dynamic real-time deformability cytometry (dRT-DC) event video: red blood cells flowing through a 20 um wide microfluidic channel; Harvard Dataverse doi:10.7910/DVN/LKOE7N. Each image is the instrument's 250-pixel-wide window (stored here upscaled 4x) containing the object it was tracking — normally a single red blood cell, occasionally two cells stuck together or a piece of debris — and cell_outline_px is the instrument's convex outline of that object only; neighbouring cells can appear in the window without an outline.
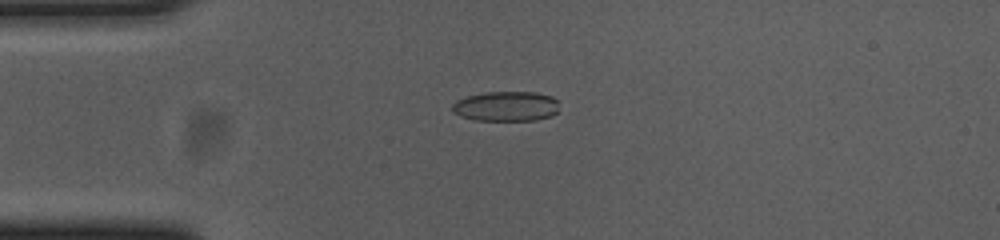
{"species": "common noctule bat (a hibernating species)", "species_latin": "Nyctalus noctula", "temperature_condition": "cold", "stored_images_in_passage": 50, "camera_frame_rate_fps": 3000, "um_per_image_px": 0.085, "animal": {"sex": "female", "body_mass_g": 23.0, "forearm_length_mm": 53.4}, "frame": {"image": 1, "passage_image": 8, "time_ms": 2.333, "image_size_px": [1000, 240], "cell_outline_px": [[556, 112], [552, 116], [536, 120], [476, 120], [460, 116], [452, 112], [452, 104], [456, 100], [468, 96], [484, 92], [536, 92], [552, 96], [556, 100]], "centroid_in_image_um": [42.99, 9.03], "position_along_channel_um": 42.0, "area_um2": 18.61}}
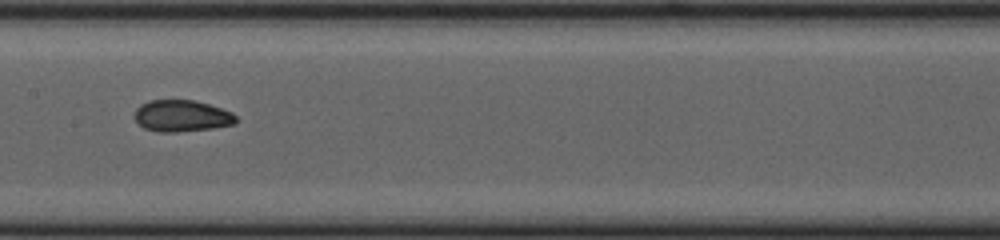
{"frame": {"image": 2, "passage_image": 22, "time_ms": 7.0, "image_size_px": [1000, 240], "cell_outline_px": [[236, 120], [232, 124], [212, 128], [176, 132], [156, 132], [144, 128], [136, 120], [136, 108], [140, 104], [148, 100], [192, 100], [208, 104], [232, 112], [236, 116]], "centroid_in_image_um": [15.42, 9.85], "position_along_channel_um": 192.0, "area_um2": 18.5}}
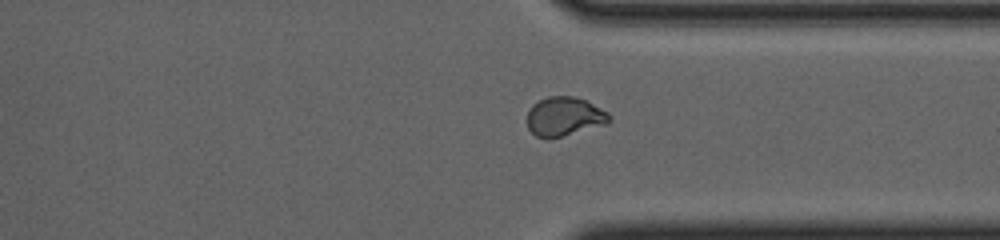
{"frame": {"image": 3, "passage_image": 36, "time_ms": 11.667, "image_size_px": [1000, 240], "cell_outline_px": [[612, 120], [608, 124], [548, 140], [536, 136], [528, 128], [528, 112], [532, 104], [548, 96], [572, 96], [584, 100], [608, 112], [612, 116]], "centroid_in_image_um": [47.99, 9.93], "position_along_channel_um": 363.4, "area_um2": 18.84}, "authors_computed_cell_mechanics": {"area_um2": 18.6116, "velocity_mm_per_s": 3.6799, "shape_relaxation_time_tau1_ms": 10.147, "shape_relaxation_time_tau2_ms": 1.4159, "deformation_change_tau1": 0.2087, "deformation_change_tau2": 0.0555}}